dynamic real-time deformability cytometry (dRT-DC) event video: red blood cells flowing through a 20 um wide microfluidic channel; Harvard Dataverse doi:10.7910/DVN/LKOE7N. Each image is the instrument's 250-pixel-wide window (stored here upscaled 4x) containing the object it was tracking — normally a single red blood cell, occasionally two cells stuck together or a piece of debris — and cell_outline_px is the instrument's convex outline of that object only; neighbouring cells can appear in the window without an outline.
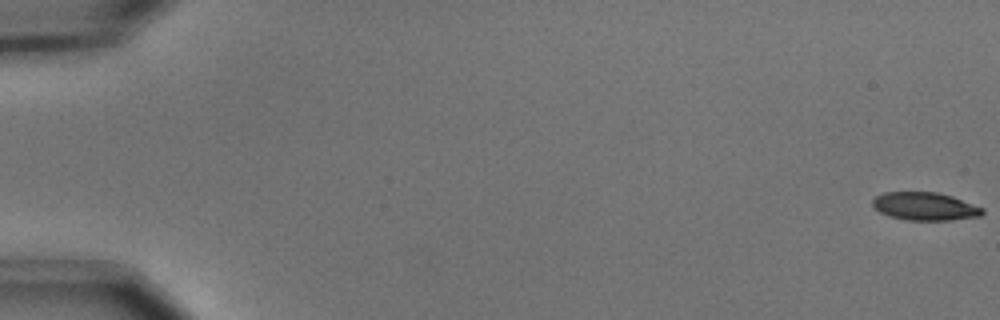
{"species": "common noctule bat (a hibernating species)", "species_latin": "Nyctalus noctula", "temperature_condition": "cold", "stored_images_in_passage": 56, "camera_frame_rate_fps": 3000, "um_per_image_px": 0.085, "animal": {"sex": "male", "body_mass_g": 15.6}, "frame": {"image": 1, "passage_image": 1, "time_ms": 0.0, "image_size_px": [1000, 320], "cell_outline_px": [[984, 212], [980, 216], [948, 220], [908, 220], [888, 216], [880, 212], [872, 204], [872, 200], [876, 196], [884, 192], [936, 192], [952, 196], [984, 208]], "centroid_in_image_um": [78.61, 17.53], "position_along_channel_um": 6.4, "area_um2": 17.86}}
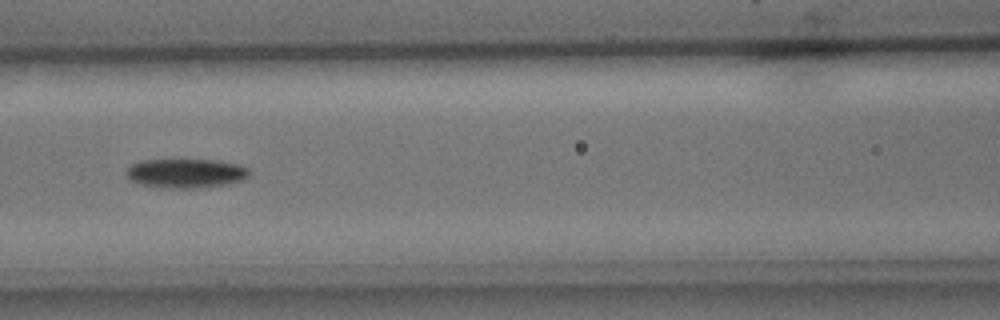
{"frame": {"image": 2, "passage_image": 26, "time_ms": 8.333, "image_size_px": [1000, 320], "cell_outline_px": [[252, 172], [248, 176], [240, 180], [228, 184], [204, 188], [168, 188], [140, 184], [128, 180], [124, 172], [132, 164], [140, 160], [216, 160], [236, 164], [248, 168]], "centroid_in_image_um": [15.77, 14.73], "position_along_channel_um": 150.8, "area_um2": 21.1}}
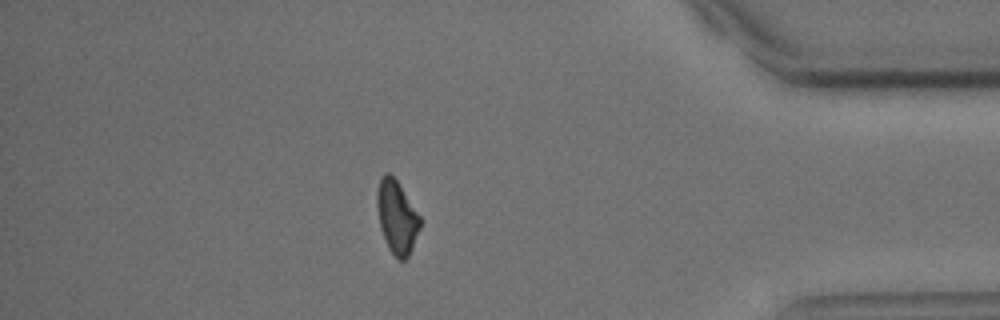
{"frame": {"image": 3, "passage_image": 49, "time_ms": 16.0, "image_size_px": [1000, 320], "cell_outline_px": [[420, 228], [412, 248], [408, 256], [404, 260], [400, 260], [388, 248], [380, 228], [376, 204], [376, 192], [380, 176], [384, 172], [388, 172], [396, 180], [420, 216]], "centroid_in_image_um": [33.7, 18.42], "position_along_channel_um": 401.5, "area_um2": 18.21}, "authors_computed_cell_mechanics": {"area_um2": 19.2185, "velocity_mm_per_s": 3.689, "shape_relaxation_time_tau1_ms": 2.3156, "shape_relaxation_time_tau2_ms": null, "deformation_change_tau1": 0.1131, "deformation_change_tau2": null}}